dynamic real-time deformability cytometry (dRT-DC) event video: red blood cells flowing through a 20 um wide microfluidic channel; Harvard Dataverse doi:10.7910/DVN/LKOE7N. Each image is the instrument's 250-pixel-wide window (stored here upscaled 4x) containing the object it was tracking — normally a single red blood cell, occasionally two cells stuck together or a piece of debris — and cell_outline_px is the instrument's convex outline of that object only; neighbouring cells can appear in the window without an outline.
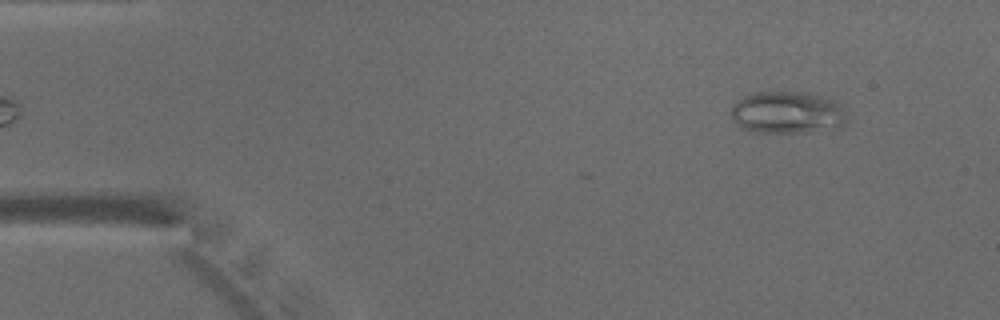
{"species": "common noctule bat (a hibernating species)", "species_latin": "Nyctalus noctula", "temperature_condition": "warm", "stored_images_in_passage": 7, "camera_frame_rate_fps": 3000, "um_per_image_px": 0.085, "animal": {"sex": "male", "body_mass_g": 15.6}, "frame": {"image": 1, "passage_image": 2, "time_ms": 0.333, "image_size_px": [1000, 320], "cell_outline_px": [[844, 124], [840, 128], [808, 132], [748, 132], [740, 128], [732, 116], [732, 104], [744, 96], [756, 92], [804, 92], [820, 96], [832, 100], [840, 104], [844, 116]], "centroid_in_image_um": [66.88, 9.58], "position_along_channel_um": 18.1, "area_um2": 28.32}}